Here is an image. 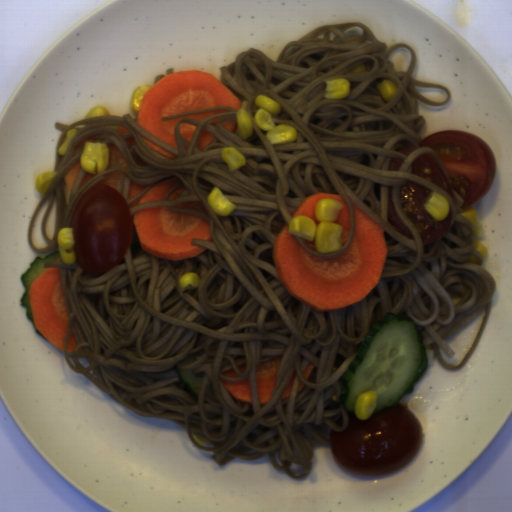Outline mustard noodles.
Returning a JSON list of instances; mask_svg holds the SVG:
<instances>
[{"mask_svg": "<svg viewBox=\"0 0 512 512\" xmlns=\"http://www.w3.org/2000/svg\"><path fill=\"white\" fill-rule=\"evenodd\" d=\"M364 34L346 36L350 26ZM411 53L405 72L393 70L387 56L397 47ZM413 47L404 43L388 46L361 22L321 26L287 44L276 61L262 49H245L228 65L219 67L221 82L247 112L253 124L249 138L233 133L224 122H236L238 111L229 106L194 110L168 117L226 110L203 120L179 118L175 127L176 147L141 127L129 114L91 116L71 125L55 123L62 132L55 150L57 174L41 196L29 219L27 237L36 253L53 251L60 228L71 227L76 206L92 185L113 171H124L116 188L127 206L156 184L177 178L163 196L129 208L131 239L119 263L110 270L91 274L75 261L46 262L59 268L61 287L69 312L64 340L68 365L115 401L138 416L170 419L185 428L192 444L213 453L220 466L230 460L251 461L268 456L274 468L301 480L312 468L314 447L330 445L333 430L341 432L350 423V411L340 397L345 389L341 377L372 327L387 312L407 314L417 325L426 350L440 366L454 371L464 367L475 353L487 326L495 294L493 275L482 266V254L474 249V225L461 214L464 198L454 189V198L438 186L412 173V163L431 154L446 170L435 150L422 146L420 131L426 120L418 100L429 106L450 102L451 90L439 84L415 80ZM344 78L350 93L344 99H327L326 81ZM384 79L398 86V93L385 101L377 87ZM446 90L445 101L431 100L415 87ZM266 95L278 102L281 112L273 115L276 126L296 127L297 139L271 145L266 131L253 116L259 108L254 100ZM196 125L190 141L180 137V123ZM119 125L129 133L118 134ZM77 129L65 154L58 148L65 133ZM209 131L212 143L201 152L199 134ZM140 133L178 155L167 159L148 148ZM91 137L114 144L124 156L126 169L105 170L78 189L85 174L81 168L65 202L63 175L80 159L83 139ZM233 146L246 159L243 167L230 172L220 154ZM416 147L407 157L403 148ZM404 161L399 171H388L391 158ZM149 185L128 199L130 181ZM417 182L445 196L453 213L447 234L424 244L399 204L400 186ZM448 180V178H447ZM396 210L414 239L400 234L388 218V186H393ZM186 189L177 199L166 200L178 187ZM237 206L226 216L216 215L207 204L213 187ZM315 192L341 195L350 208L351 233L342 249L320 254L334 258L350 244L355 228L354 203L382 225L388 253L385 269L375 289L362 301L338 310L316 311L296 299L278 280L273 244L283 225L290 223L299 203ZM48 199L41 231L47 248L33 246L30 235L38 210ZM57 203L54 239L44 232L53 201ZM203 203L206 212L177 207ZM168 206L209 222L213 241L192 239L206 247L197 257L167 261L142 251L132 222L133 214L146 207ZM187 272L201 278L197 289L181 291L179 279ZM486 310L475 344L458 366L444 362L439 346L449 357L454 352L444 341ZM73 330L78 346L66 350ZM272 399L259 405L255 371L257 364L281 356ZM89 361L88 367L78 362ZM315 367L307 381L302 373L309 362ZM189 370L205 376L199 397L190 392L179 374ZM239 365L247 366L244 373ZM297 374L287 399L280 395L294 369ZM234 369L237 378L221 373ZM249 376L253 404L237 400L219 378L238 382ZM300 379L305 383L297 392ZM195 432L209 445L198 444ZM291 462L300 463L304 474L293 476Z\"/></svg>", "mask_w": 512, "mask_h": 512, "instance_id": "obj_1", "label": "mustard noodles"}, {"mask_svg": "<svg viewBox=\"0 0 512 512\" xmlns=\"http://www.w3.org/2000/svg\"><path fill=\"white\" fill-rule=\"evenodd\" d=\"M174 73V68H169L165 73H160L158 76L154 79V85L158 83L160 80H162L164 77Z\"/></svg>", "mask_w": 512, "mask_h": 512, "instance_id": "obj_2", "label": "mustard noodles"}]
</instances>
